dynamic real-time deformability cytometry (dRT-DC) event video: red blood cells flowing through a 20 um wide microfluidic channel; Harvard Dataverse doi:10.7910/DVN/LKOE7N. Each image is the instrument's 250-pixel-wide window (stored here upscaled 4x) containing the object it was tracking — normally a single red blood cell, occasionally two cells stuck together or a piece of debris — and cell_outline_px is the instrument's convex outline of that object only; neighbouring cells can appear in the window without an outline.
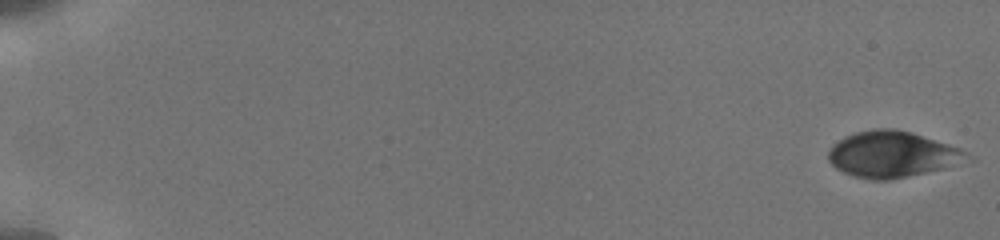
{"species": "human", "species_latin": "Homo sapiens", "temperature_condition": "cold", "stored_images_in_passage": 43, "camera_frame_rate_fps": 3000, "um_per_image_px": 0.085, "donor": {"sex": "male"}, "frame": {"image": 1, "passage_image": 1, "time_ms": 0.0, "image_size_px": [1000, 240], "cell_outline_px": [[976, 160], [944, 168], [908, 176], [888, 180], [872, 180], [856, 176], [844, 172], [836, 168], [828, 160], [828, 152], [832, 144], [844, 136], [856, 132], [872, 128], [896, 128], [912, 132], [960, 148], [968, 152]], "centroid_in_image_um": [75.88, 13.1], "position_along_channel_um": 9.1, "area_um2": 37.63}}
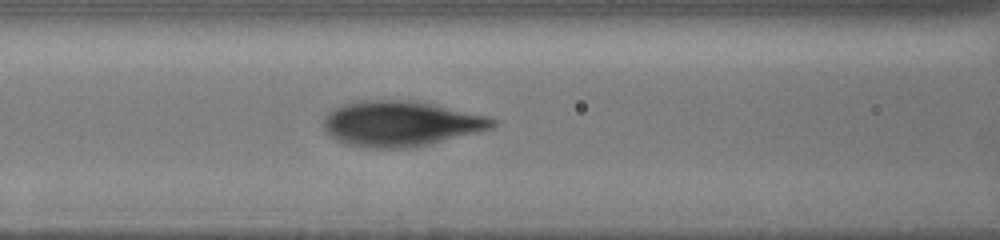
{"frame": {"image": 2, "passage_image": 19, "time_ms": 8.333, "image_size_px": [1000, 240], "cell_outline_px": [[496, 124], [492, 128], [428, 144], [408, 148], [364, 148], [348, 144], [332, 136], [324, 128], [324, 116], [332, 108], [340, 104], [360, 100], [416, 100], [436, 104], [492, 116], [496, 120]], "centroid_in_image_um": [34.08, 10.48], "position_along_channel_um": 132.5, "area_um2": 44.91}}
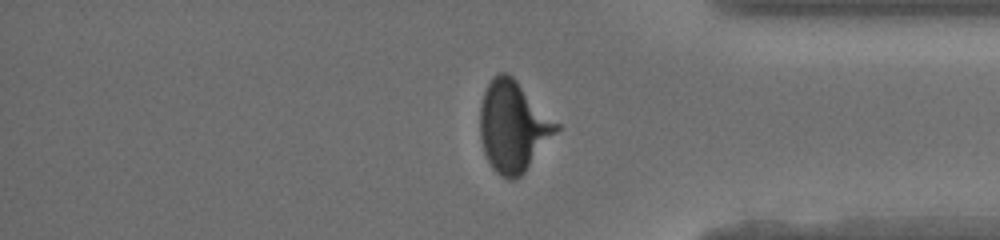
{"frame": {"image": 3, "passage_image": 37, "time_ms": 15.333, "image_size_px": [1000, 240], "cell_outline_px": [[560, 128], [524, 172], [516, 180], [508, 180], [500, 176], [492, 168], [484, 152], [480, 140], [480, 104], [484, 92], [492, 76], [500, 72], [508, 72], [560, 124]], "centroid_in_image_um": [43.6, 10.75], "position_along_channel_um": 391.6, "area_um2": 40.34}, "authors_computed_cell_mechanics": {"area_um2": 41.8472, "velocity_mm_per_s": 3.8419, "shape_relaxation_time_tau1_ms": 3.1138, "shape_relaxation_time_tau2_ms": 0.7037, "deformation_change_tau1": 0.1105, "deformation_change_tau2": 0.0409}}